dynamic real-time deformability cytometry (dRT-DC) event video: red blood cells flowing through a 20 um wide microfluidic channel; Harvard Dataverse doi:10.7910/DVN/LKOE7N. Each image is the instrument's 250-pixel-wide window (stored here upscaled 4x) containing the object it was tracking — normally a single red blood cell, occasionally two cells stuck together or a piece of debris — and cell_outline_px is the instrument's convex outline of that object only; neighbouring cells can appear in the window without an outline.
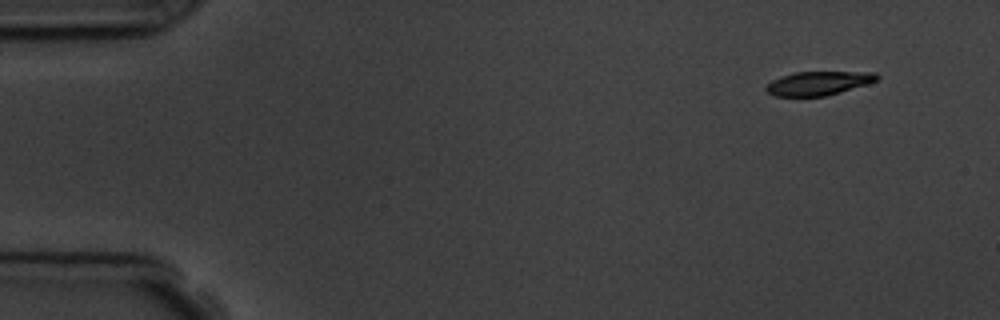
{"species": "common noctule bat (a hibernating species)", "species_latin": "Nyctalus noctula", "temperature_condition": "room temperature", "stored_images_in_passage": 7, "camera_frame_rate_fps": 3000, "um_per_image_px": 0.085, "animal": {"sex": "male", "body_mass_g": 19.5, "forearm_length_mm": 54.6}, "frame": {"image": 1, "passage_image": 1, "time_ms": 0.0, "image_size_px": [1000, 320], "cell_outline_px": [[880, 76], [876, 80], [868, 84], [840, 92], [824, 96], [776, 96], [768, 92], [764, 88], [772, 80], [780, 76], [796, 72], [876, 72]], "centroid_in_image_um": [69.57, 7.07], "position_along_channel_um": 15.4, "area_um2": 15.32}}
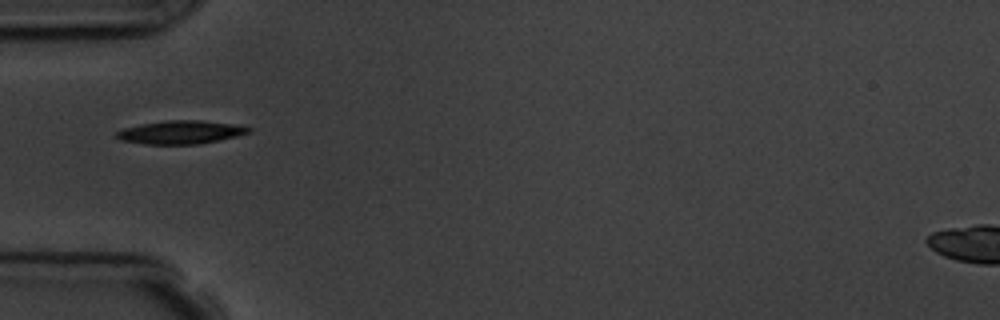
{"frame": {"image": 2, "passage_image": 4, "time_ms": 4.333, "image_size_px": [1000, 320], "cell_outline_px": [[252, 132], [220, 140], [200, 144], [144, 144], [120, 140], [116, 136], [116, 132], [124, 128], [140, 124], [164, 120], [200, 120], [240, 124], [252, 128]], "centroid_in_image_um": [15.41, 11.23], "position_along_channel_um": 69.6, "area_um2": 18.21}}